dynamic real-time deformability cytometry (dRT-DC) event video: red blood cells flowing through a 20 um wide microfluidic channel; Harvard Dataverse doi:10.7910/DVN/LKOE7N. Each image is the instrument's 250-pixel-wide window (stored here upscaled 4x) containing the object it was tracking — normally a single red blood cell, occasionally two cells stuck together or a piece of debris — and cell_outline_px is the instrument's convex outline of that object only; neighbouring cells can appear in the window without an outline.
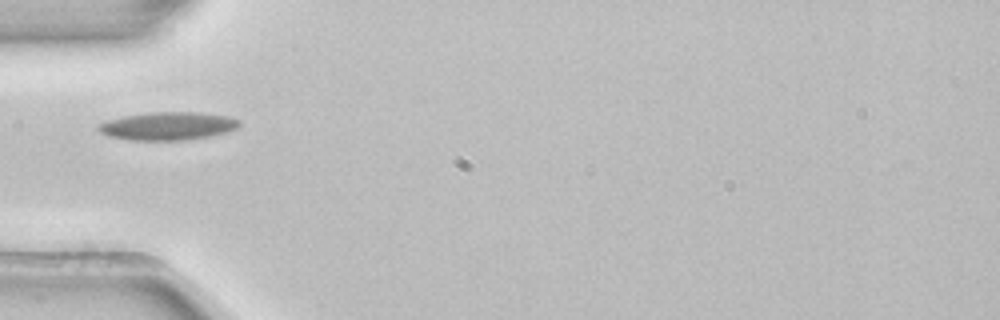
{"species": "common noctule bat (a hibernating species)", "species_latin": "Nyctalus noctula", "temperature_condition": "room temperature", "stored_images_in_passage": 1, "camera_frame_rate_fps": 3000, "um_per_image_px": 0.085, "animal": {"sex": "female", "body_mass_g": 22.7, "forearm_length_mm": 54.2}, "frame": {"image": 1, "passage_image": 1, "time_ms": 0.0, "image_size_px": [1000, 320], "cell_outline_px": [[240, 124], [236, 128], [224, 132], [208, 136], [184, 140], [128, 140], [108, 136], [100, 132], [96, 128], [96, 124], [108, 120], [124, 116], [152, 112], [200, 112], [228, 116], [240, 120]], "centroid_in_image_um": [14.22, 10.71], "position_along_channel_um": 70.8, "area_um2": 23.0}}